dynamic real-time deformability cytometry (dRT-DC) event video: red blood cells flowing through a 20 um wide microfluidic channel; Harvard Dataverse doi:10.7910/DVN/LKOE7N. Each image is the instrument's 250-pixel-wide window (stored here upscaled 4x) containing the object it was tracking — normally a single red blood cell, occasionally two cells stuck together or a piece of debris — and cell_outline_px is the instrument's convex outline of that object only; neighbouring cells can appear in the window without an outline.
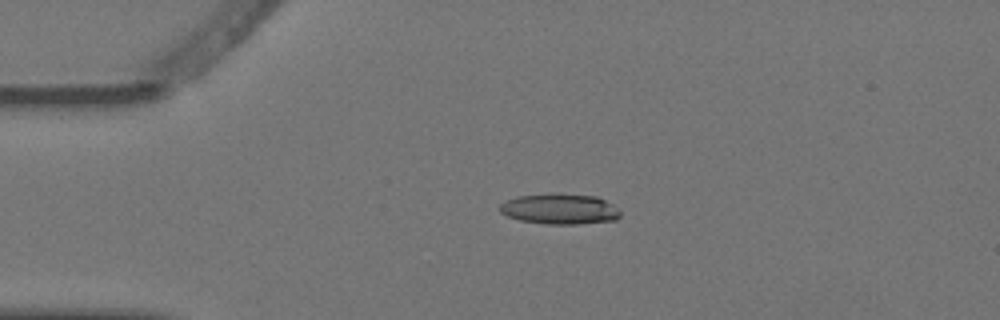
{"species": "Egyptian fruit bat (a non-hibernating species)", "species_latin": "Rousettus aegyptiacus", "temperature_condition": "warm", "stored_images_in_passage": 3, "camera_frame_rate_fps": 3000, "um_per_image_px": 0.085, "animal": {"sex": "female"}, "frame": {"image": 1, "passage_image": 2, "time_ms": 0.333, "image_size_px": [1000, 320], "cell_outline_px": [[620, 216], [616, 220], [580, 224], [548, 224], [520, 220], [508, 216], [500, 212], [500, 204], [516, 196], [596, 196], [612, 204], [620, 212]], "centroid_in_image_um": [47.6, 17.81], "position_along_channel_um": 37.4, "area_um2": 20.46}}